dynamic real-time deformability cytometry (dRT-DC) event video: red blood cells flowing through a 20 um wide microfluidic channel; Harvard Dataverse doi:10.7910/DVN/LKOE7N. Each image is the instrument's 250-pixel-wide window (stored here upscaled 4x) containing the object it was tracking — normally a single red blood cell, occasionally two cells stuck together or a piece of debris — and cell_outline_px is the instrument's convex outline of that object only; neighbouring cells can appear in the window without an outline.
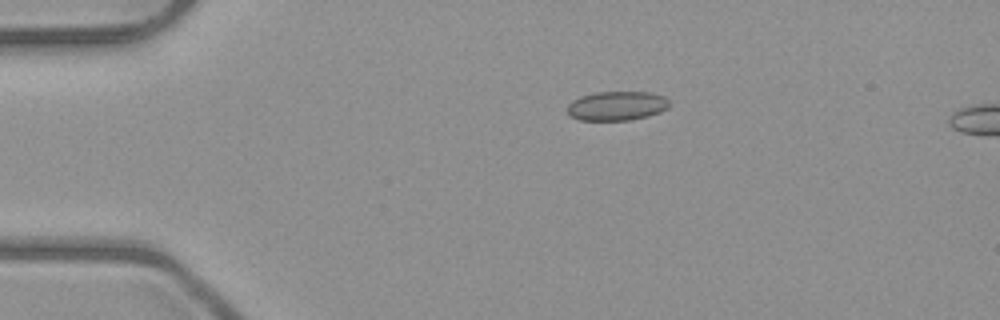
{"species": "common noctule bat (a hibernating species)", "species_latin": "Nyctalus noctula", "temperature_condition": "room temperature", "stored_images_in_passage": 7, "camera_frame_rate_fps": 3000, "um_per_image_px": 0.085, "animal": {"sex": "male", "body_mass_g": 23.1, "forearm_length_mm": 52.7}, "frame": {"image": 1, "passage_image": 3, "time_ms": 2.333, "image_size_px": [1000, 320], "cell_outline_px": [[668, 108], [660, 112], [648, 116], [628, 120], [580, 120], [568, 116], [568, 104], [572, 100], [580, 96], [596, 92], [652, 92], [664, 96], [668, 100]], "centroid_in_image_um": [52.41, 8.99], "position_along_channel_um": 32.6, "area_um2": 17.46}}
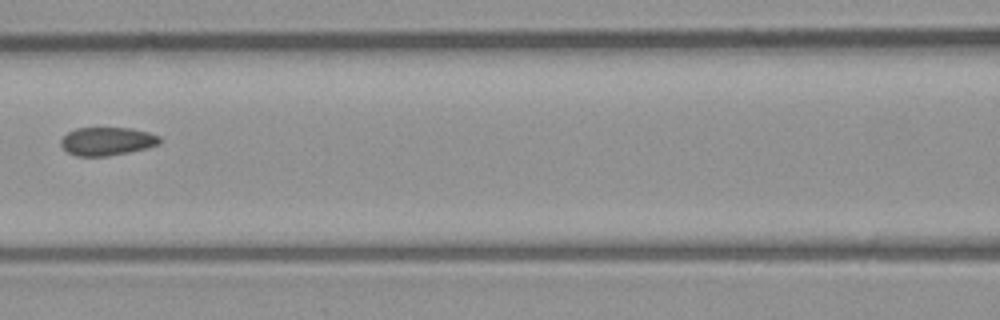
{"frame": {"image": 2, "passage_image": 6, "time_ms": 6.667, "image_size_px": [1000, 320], "cell_outline_px": [[160, 144], [148, 148], [108, 156], [76, 156], [68, 152], [60, 144], [60, 140], [68, 132], [76, 128], [132, 128], [148, 132], [160, 136]], "centroid_in_image_um": [9.11, 12.01], "position_along_channel_um": 157.5, "area_um2": 16.3}}
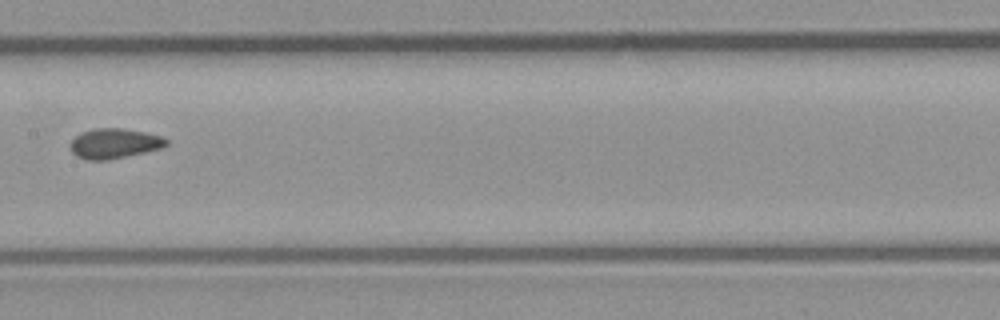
{"frame": {"image": 3, "passage_image": 7, "time_ms": 7.667, "image_size_px": [1000, 320], "cell_outline_px": [[168, 144], [164, 148], [108, 160], [88, 160], [76, 156], [72, 152], [72, 140], [80, 132], [92, 128], [124, 128], [148, 132], [160, 136], [168, 140]], "centroid_in_image_um": [9.75, 12.18], "position_along_channel_um": 197.6, "area_um2": 16.94}}